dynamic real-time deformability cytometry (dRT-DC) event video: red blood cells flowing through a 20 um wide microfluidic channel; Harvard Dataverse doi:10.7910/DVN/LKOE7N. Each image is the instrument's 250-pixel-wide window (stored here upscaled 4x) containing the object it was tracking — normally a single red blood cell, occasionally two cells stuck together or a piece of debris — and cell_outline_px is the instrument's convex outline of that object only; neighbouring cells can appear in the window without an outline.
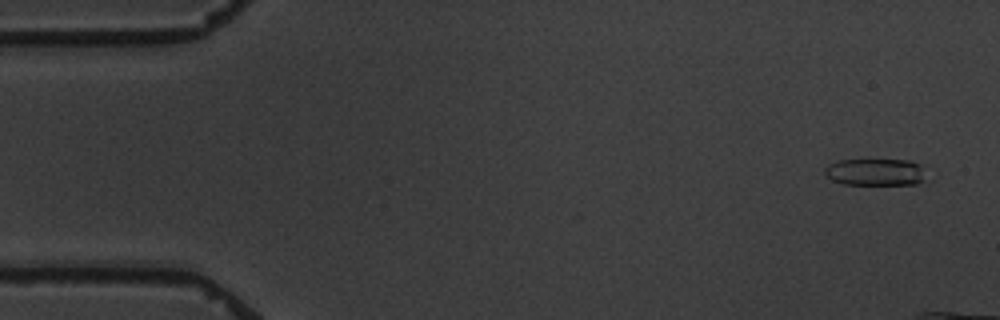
{"species": "common noctule bat (a hibernating species)", "species_latin": "Nyctalus noctula", "temperature_condition": "warm", "stored_images_in_passage": 3, "camera_frame_rate_fps": 3000, "um_per_image_px": 0.085, "animal": {"sex": "male", "body_mass_g": 19.5, "forearm_length_mm": 54.6}, "frame": {"image": 1, "passage_image": 1, "time_ms": 0.0, "image_size_px": [1000, 320], "cell_outline_px": [[924, 180], [916, 184], [844, 184], [832, 180], [824, 176], [824, 168], [828, 164], [836, 160], [912, 160], [920, 164]], "centroid_in_image_um": [74.34, 14.62], "position_along_channel_um": 10.7, "area_um2": 15.95}}